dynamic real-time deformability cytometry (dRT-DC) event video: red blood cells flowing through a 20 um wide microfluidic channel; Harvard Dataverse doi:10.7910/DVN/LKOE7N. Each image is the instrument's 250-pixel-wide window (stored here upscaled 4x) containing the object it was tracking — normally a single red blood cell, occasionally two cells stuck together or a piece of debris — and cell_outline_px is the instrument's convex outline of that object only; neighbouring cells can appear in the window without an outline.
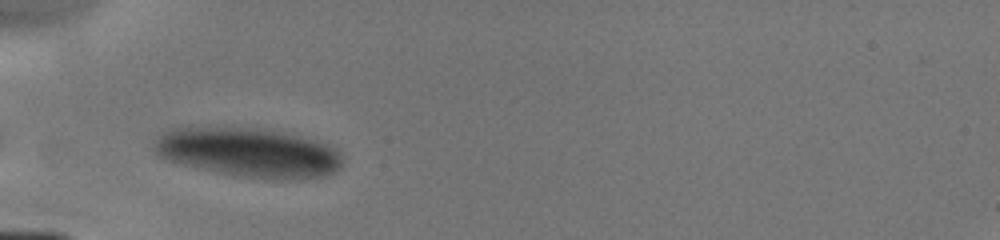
{"species": "human", "species_latin": "Homo sapiens", "temperature_condition": "cold", "stored_images_in_passage": 6, "camera_frame_rate_fps": 3000, "um_per_image_px": 0.085, "donor": {"sex": "male"}, "frame": {"image": 1, "passage_image": 2, "time_ms": 1.333, "image_size_px": [1000, 240], "cell_outline_px": [[340, 168], [336, 172], [324, 176], [280, 180], [240, 176], [180, 164], [164, 160], [156, 156], [152, 148], [152, 144], [156, 136], [160, 132], [172, 128], [208, 124], [256, 128], [280, 132], [316, 140], [328, 144], [340, 152]], "centroid_in_image_um": [21.0, 12.91], "position_along_channel_um": 64.0, "area_um2": 55.26}}
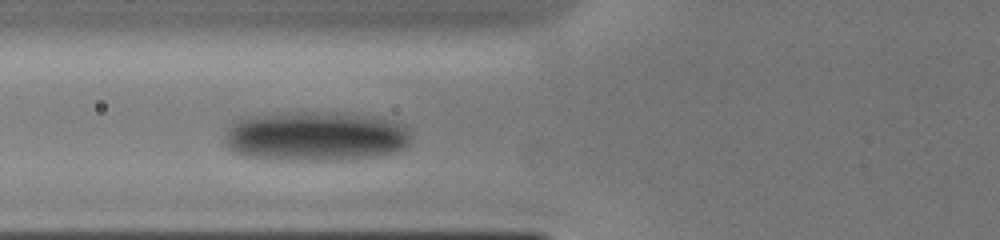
{"frame": {"image": 2, "passage_image": 3, "time_ms": 2.333, "image_size_px": [1000, 240], "cell_outline_px": [[408, 144], [404, 148], [392, 152], [340, 160], [264, 160], [244, 156], [236, 152], [228, 144], [228, 124], [244, 116], [288, 112], [336, 112], [376, 116], [396, 124], [408, 136]], "centroid_in_image_um": [26.7, 11.58], "position_along_channel_um": 99.1, "area_um2": 53.47}}
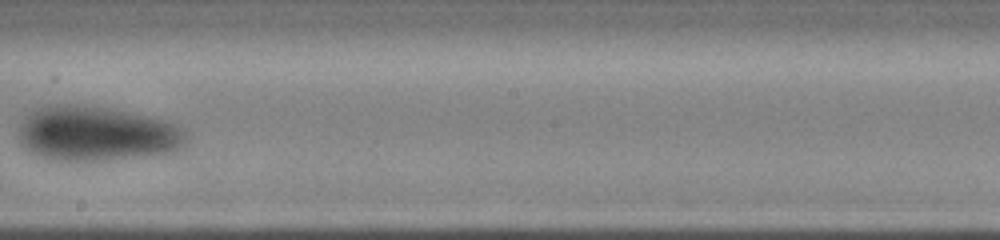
{"frame": {"image": 3, "passage_image": 6, "time_ms": 5.667, "image_size_px": [1000, 240], "cell_outline_px": [[184, 144], [168, 152], [156, 156], [108, 160], [44, 160], [36, 156], [24, 148], [20, 144], [16, 128], [24, 116], [28, 112], [36, 108], [48, 104], [84, 104], [108, 108], [164, 120], [172, 124], [184, 132]], "centroid_in_image_um": [8.05, 11.36], "position_along_channel_um": 240.1, "area_um2": 54.1}}